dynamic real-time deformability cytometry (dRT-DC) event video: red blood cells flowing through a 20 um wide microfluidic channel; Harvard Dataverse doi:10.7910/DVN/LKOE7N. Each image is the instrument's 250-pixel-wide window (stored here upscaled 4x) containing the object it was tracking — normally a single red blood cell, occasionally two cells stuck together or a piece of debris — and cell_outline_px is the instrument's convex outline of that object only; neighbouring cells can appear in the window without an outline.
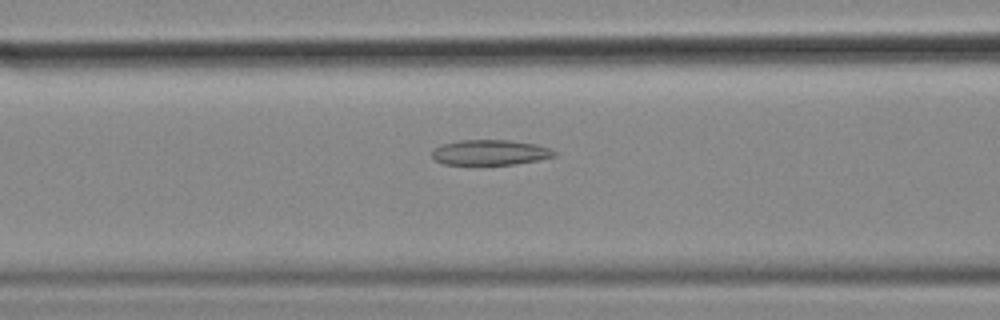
{"species": "common noctule bat (a hibernating species)", "species_latin": "Nyctalus noctula", "temperature_condition": "cold", "stored_images_in_passage": 57, "camera_frame_rate_fps": 3000, "um_per_image_px": 0.085, "animal": {"sex": "female", "body_mass_g": 18.4}, "frame": {"image": 1, "passage_image": 23, "time_ms": 7.333, "image_size_px": [1000, 320], "cell_outline_px": [[556, 156], [516, 164], [444, 164], [436, 160], [432, 156], [432, 148], [440, 144], [460, 140], [508, 140], [536, 144], [548, 148], [556, 152]], "centroid_in_image_um": [41.62, 12.95], "position_along_channel_um": 125.0, "area_um2": 17.92}}
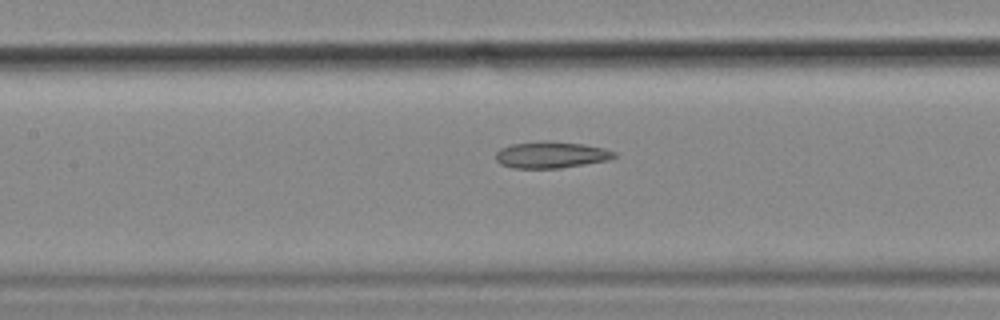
{"frame": {"image": 2, "passage_image": 26, "time_ms": 8.333, "image_size_px": [1000, 320], "cell_outline_px": [[616, 156], [608, 160], [560, 168], [512, 168], [500, 164], [496, 160], [496, 152], [500, 148], [512, 144], [544, 140], [548, 140], [584, 144], [604, 148], [616, 152]], "centroid_in_image_um": [46.83, 13.15], "position_along_channel_um": 160.6, "area_um2": 18.44}}
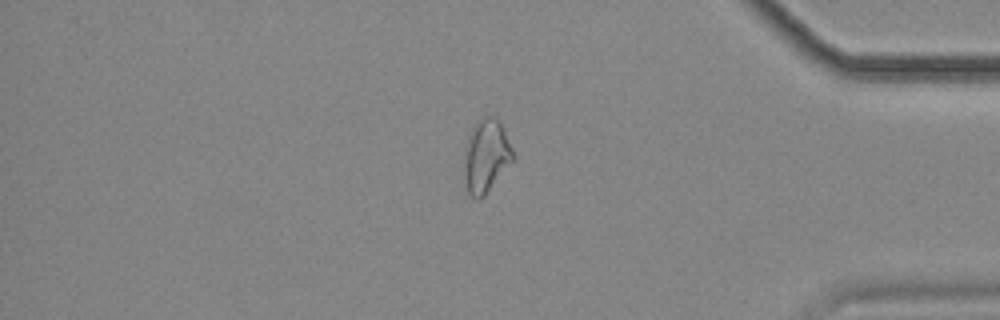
{"frame": {"image": 3, "passage_image": 48, "time_ms": 15.667, "image_size_px": [1000, 320], "cell_outline_px": [[516, 156], [484, 196], [480, 200], [472, 196], [468, 192], [464, 176], [464, 148], [468, 136], [472, 128], [484, 116], [492, 116], [500, 120], [504, 128]], "centroid_in_image_um": [41.33, 13.24], "position_along_channel_um": 393.9, "area_um2": 20.87}, "authors_computed_cell_mechanics": {"area_um2": 20.8658, "velocity_mm_per_s": 3.5494, "shape_relaxation_time_tau1_ms": null, "shape_relaxation_time_tau2_ms": 6.8057, "deformation_change_tau1": null, "deformation_change_tau2": 0.162}}